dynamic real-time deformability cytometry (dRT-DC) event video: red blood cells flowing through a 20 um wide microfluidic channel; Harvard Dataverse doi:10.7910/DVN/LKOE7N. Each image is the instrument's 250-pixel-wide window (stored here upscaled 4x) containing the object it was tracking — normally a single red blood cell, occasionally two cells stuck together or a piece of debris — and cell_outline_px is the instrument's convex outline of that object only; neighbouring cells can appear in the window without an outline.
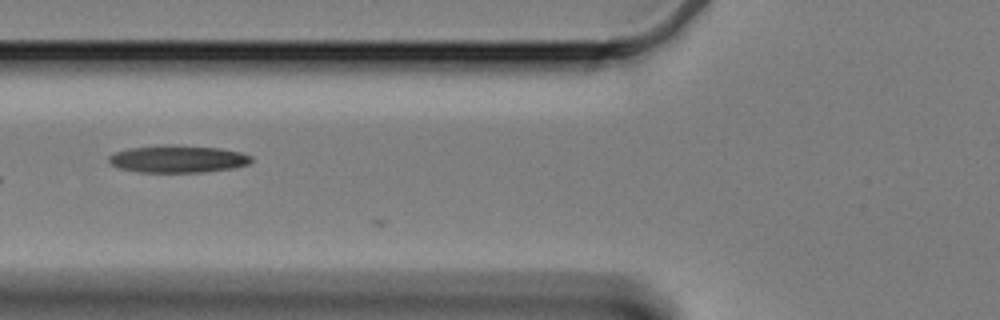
{"species": "Egyptian fruit bat (a non-hibernating species)", "species_latin": "Rousettus aegyptiacus", "temperature_condition": "cold", "stored_images_in_passage": 11, "camera_frame_rate_fps": 3000, "um_per_image_px": 0.085, "animal": {"sex": "female"}, "frame": {"image": 1, "passage_image": 3, "time_ms": 0.667, "image_size_px": [1000, 320], "cell_outline_px": [[252, 160], [248, 164], [232, 168], [204, 172], [136, 172], [120, 168], [112, 164], [108, 160], [108, 156], [116, 152], [128, 148], [220, 148], [240, 152], [252, 156]], "centroid_in_image_um": [15.14, 13.57], "position_along_channel_um": 110.7, "area_um2": 21.39}}